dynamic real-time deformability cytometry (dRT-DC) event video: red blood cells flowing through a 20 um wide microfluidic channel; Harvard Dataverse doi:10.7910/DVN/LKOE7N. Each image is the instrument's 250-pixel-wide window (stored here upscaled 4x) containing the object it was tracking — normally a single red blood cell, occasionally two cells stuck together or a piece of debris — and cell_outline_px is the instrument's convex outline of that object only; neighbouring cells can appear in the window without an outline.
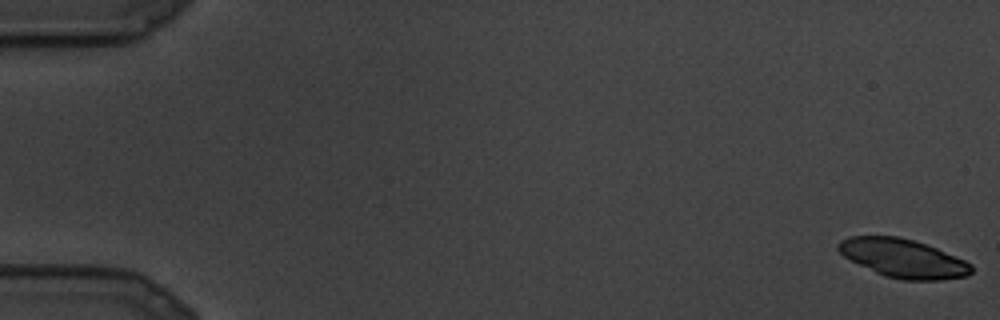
{"species": "common noctule bat (a hibernating species)", "species_latin": "Nyctalus noctula", "temperature_condition": "cold", "stored_images_in_passage": 27, "camera_frame_rate_fps": 3000, "um_per_image_px": 0.085, "animal": {"sex": "male", "body_mass_g": 19.5, "forearm_length_mm": 54.6}, "frame": {"image": 1, "passage_image": 1, "time_ms": 0.0, "image_size_px": [1000, 320], "cell_outline_px": [[972, 272], [968, 276], [940, 280], [900, 280], [884, 276], [844, 256], [836, 248], [836, 244], [840, 240], [848, 236], [900, 236], [936, 248], [964, 260], [972, 264]], "centroid_in_image_um": [76.76, 21.95], "position_along_channel_um": 8.2, "area_um2": 29.77}}
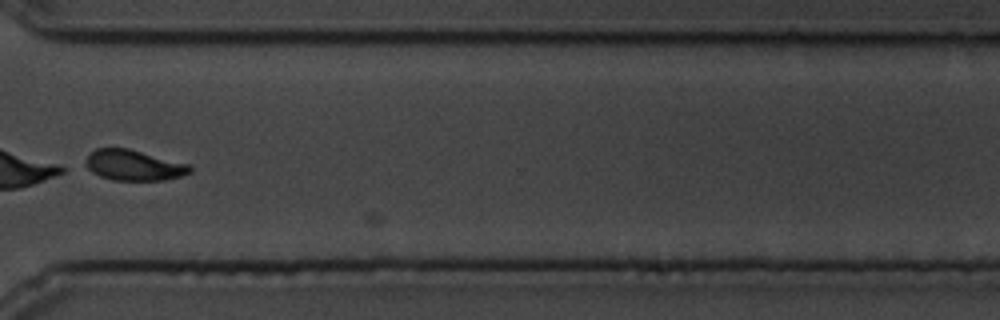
{"frame": {"image": 2, "passage_image": 21, "time_ms": 6.667, "image_size_px": [1000, 320], "cell_outline_px": [[192, 172], [180, 176], [164, 180], [112, 180], [100, 176], [92, 172], [84, 164], [84, 160], [96, 148], [128, 148], [188, 164], [192, 168]], "centroid_in_image_um": [11.35, 14.05], "position_along_channel_um": 359.3, "area_um2": 18.5}}